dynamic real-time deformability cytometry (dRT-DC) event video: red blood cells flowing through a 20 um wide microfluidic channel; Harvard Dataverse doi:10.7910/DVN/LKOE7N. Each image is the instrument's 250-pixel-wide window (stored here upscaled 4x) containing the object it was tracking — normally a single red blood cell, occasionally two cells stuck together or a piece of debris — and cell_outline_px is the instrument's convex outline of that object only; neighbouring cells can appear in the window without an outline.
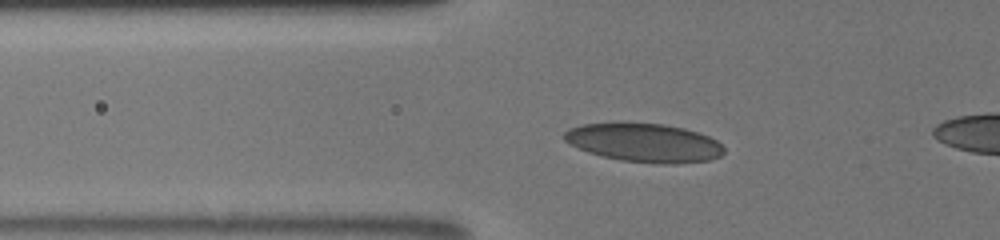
{"species": "human", "species_latin": "Homo sapiens", "temperature_condition": "room temperature", "stored_images_in_passage": 12, "camera_frame_rate_fps": 3000, "um_per_image_px": 0.085, "donor": {"sex": "male"}, "frame": {"image": 1, "passage_image": 10, "time_ms": 5.0, "image_size_px": [1000, 240], "cell_outline_px": [[724, 152], [720, 156], [712, 160], [676, 164], [656, 164], [620, 160], [588, 152], [564, 140], [564, 132], [568, 128], [580, 124], [612, 120], [664, 124], [684, 128], [708, 136], [716, 140], [724, 148]], "centroid_in_image_um": [54.72, 12.1], "position_along_channel_um": 71.1, "area_um2": 36.82}}